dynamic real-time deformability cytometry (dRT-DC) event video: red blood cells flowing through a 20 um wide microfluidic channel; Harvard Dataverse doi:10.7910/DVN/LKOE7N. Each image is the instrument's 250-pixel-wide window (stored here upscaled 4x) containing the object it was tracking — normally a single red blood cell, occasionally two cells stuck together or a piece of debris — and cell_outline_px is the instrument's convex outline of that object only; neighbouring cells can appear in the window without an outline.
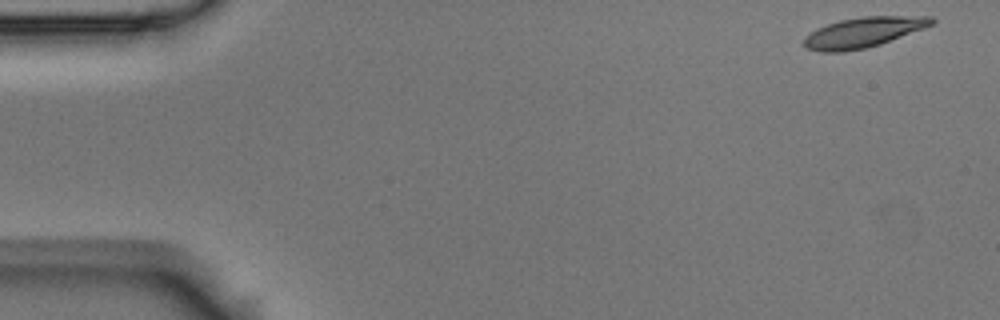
{"species": "Egyptian fruit bat (a non-hibernating species)", "species_latin": "Rousettus aegyptiacus", "temperature_condition": "room temperature", "stored_images_in_passage": 9, "camera_frame_rate_fps": 3000, "um_per_image_px": 0.085, "animal": {"sex": "male"}, "frame": {"image": 1, "passage_image": 1, "time_ms": 0.0, "image_size_px": [1000, 320], "cell_outline_px": [[936, 20], [932, 24], [924, 28], [880, 44], [864, 48], [844, 52], [820, 52], [804, 48], [804, 36], [816, 28], [840, 20], [864, 16], [932, 16]], "centroid_in_image_um": [73.35, 2.75], "position_along_channel_um": 11.7, "area_um2": 22.48}}
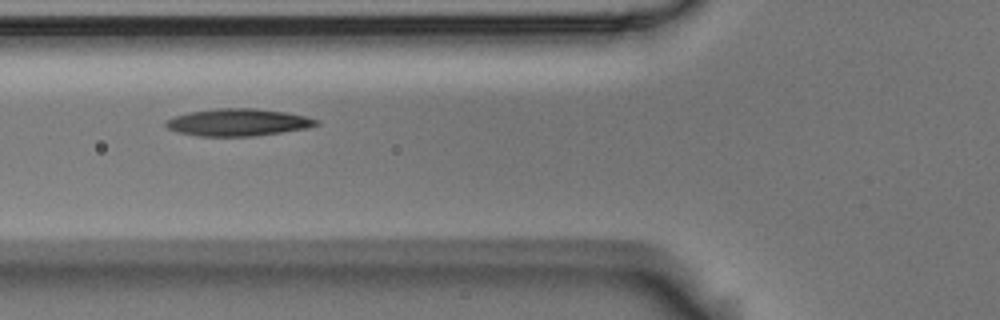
{"frame": {"image": 2, "passage_image": 6, "time_ms": 1.667, "image_size_px": [1000, 320], "cell_outline_px": [[320, 124], [304, 128], [256, 136], [196, 136], [176, 132], [168, 128], [164, 124], [168, 120], [176, 116], [188, 112], [216, 108], [256, 108], [284, 112], [304, 116], [320, 120]], "centroid_in_image_um": [20.21, 10.4], "position_along_channel_um": 105.6, "area_um2": 23.76}}
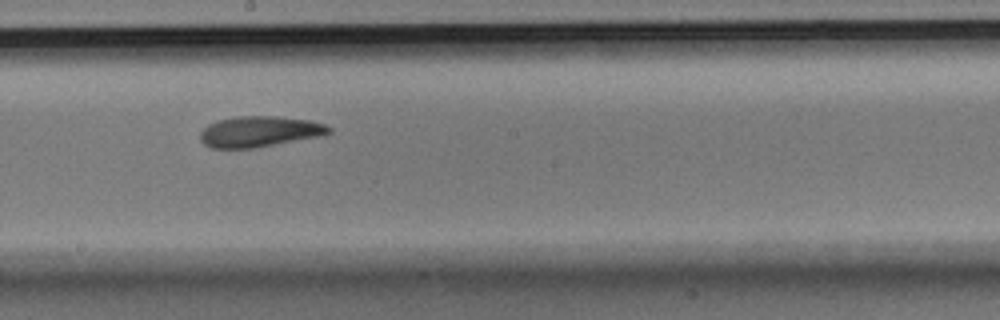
{"frame": {"image": 3, "passage_image": 9, "time_ms": 2.667, "image_size_px": [1000, 320], "cell_outline_px": [[332, 132], [324, 136], [252, 148], [212, 148], [204, 144], [200, 140], [200, 132], [208, 124], [216, 120], [240, 116], [276, 116], [312, 120], [324, 124], [332, 128]], "centroid_in_image_um": [22.09, 11.18], "position_along_channel_um": 226.1, "area_um2": 23.29}}